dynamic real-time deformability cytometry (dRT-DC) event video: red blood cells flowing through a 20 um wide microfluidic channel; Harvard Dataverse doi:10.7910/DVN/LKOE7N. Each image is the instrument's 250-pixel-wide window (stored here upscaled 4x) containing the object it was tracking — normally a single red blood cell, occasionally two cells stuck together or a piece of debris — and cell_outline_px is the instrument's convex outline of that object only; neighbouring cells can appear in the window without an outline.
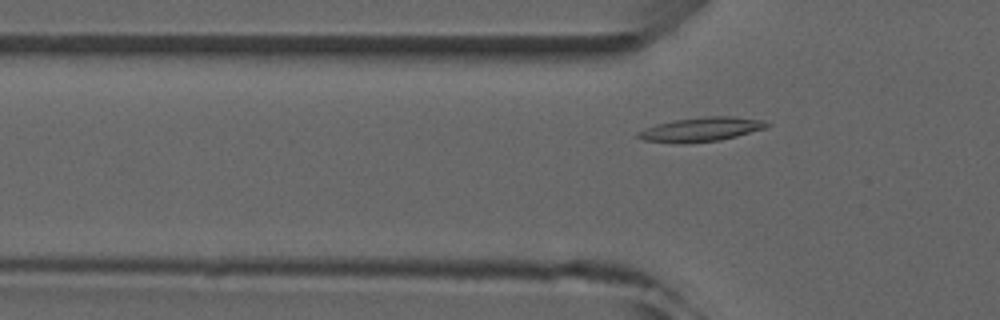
{"species": "common noctule bat (a hibernating species)", "species_latin": "Nyctalus noctula", "temperature_condition": "room temperature", "stored_images_in_passage": 4, "camera_frame_rate_fps": 3000, "um_per_image_px": 0.085, "animal": {"sex": "male", "forearm_length_mm": 52.5}, "frame": {"image": 1, "passage_image": 4, "time_ms": 3.667, "image_size_px": [1000, 320], "cell_outline_px": [[772, 124], [768, 128], [720, 140], [680, 144], [644, 140], [636, 136], [636, 132], [644, 128], [656, 124], [676, 120], [704, 116], [732, 116], [764, 120]], "centroid_in_image_um": [59.61, 11.0], "position_along_channel_um": 66.2, "area_um2": 18.32}}